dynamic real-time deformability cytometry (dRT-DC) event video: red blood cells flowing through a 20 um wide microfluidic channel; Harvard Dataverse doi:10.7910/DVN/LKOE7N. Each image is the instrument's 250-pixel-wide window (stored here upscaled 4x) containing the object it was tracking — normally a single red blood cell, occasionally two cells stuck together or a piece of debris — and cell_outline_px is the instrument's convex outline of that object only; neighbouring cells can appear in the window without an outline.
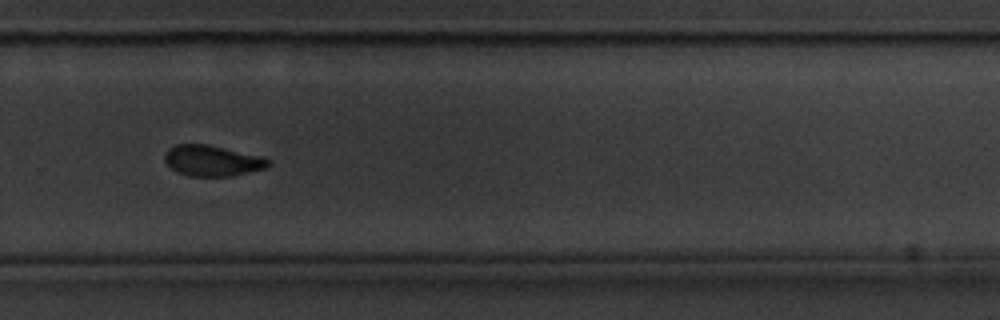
{"species": "common noctule bat (a hibernating species)", "species_latin": "Nyctalus noctula", "temperature_condition": "cold", "stored_images_in_passage": 32, "camera_frame_rate_fps": 3000, "um_per_image_px": 0.085, "animal": {"sex": "male", "body_mass_g": 20.1, "forearm_length_mm": 53.5}, "frame": {"image": 1, "passage_image": 23, "time_ms": 7.333, "image_size_px": [1000, 320], "cell_outline_px": [[268, 164], [264, 168], [232, 176], [188, 176], [172, 168], [164, 160], [164, 156], [168, 148], [176, 144], [208, 144], [260, 156], [268, 160]], "centroid_in_image_um": [17.99, 13.65], "position_along_channel_um": 311.8, "area_um2": 18.26}, "authors_computed_cell_mechanics": {"area_um2": 19.8832, "velocity_mm_per_s": 3.5749, "shape_relaxation_time_tau1_ms": 3.5695, "shape_relaxation_time_tau2_ms": 3.1131, "deformation_change_tau1": 0.1132, "deformation_change_tau2": 0.0789}}